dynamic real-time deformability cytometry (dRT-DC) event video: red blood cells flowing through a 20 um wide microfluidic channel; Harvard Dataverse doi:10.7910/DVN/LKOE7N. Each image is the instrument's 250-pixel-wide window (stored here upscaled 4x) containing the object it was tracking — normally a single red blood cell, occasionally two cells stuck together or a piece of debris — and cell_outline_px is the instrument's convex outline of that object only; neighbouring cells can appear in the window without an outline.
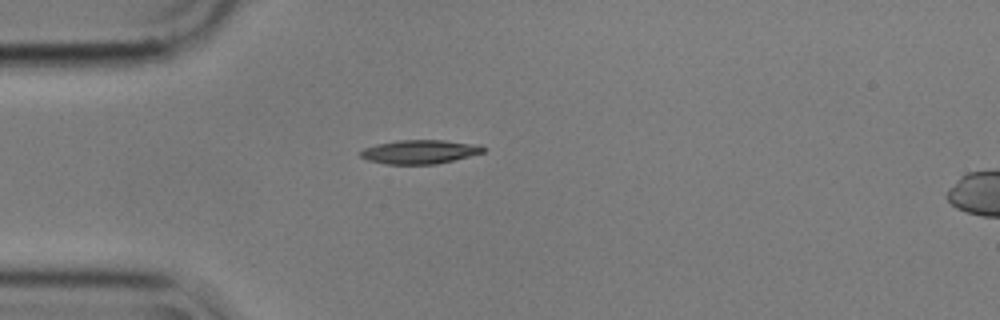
{"species": "common noctule bat (a hibernating species)", "species_latin": "Nyctalus noctula", "temperature_condition": "cold", "stored_images_in_passage": 2, "camera_frame_rate_fps": 3000, "um_per_image_px": 0.085, "animal": {"sex": "male", "body_mass_g": 17.9}, "frame": {"image": 1, "passage_image": 1, "time_ms": 0.0, "image_size_px": [1000, 320], "cell_outline_px": [[488, 148], [484, 152], [436, 164], [384, 164], [368, 160], [360, 156], [360, 152], [364, 148], [376, 144], [396, 140], [444, 140], [480, 144]], "centroid_in_image_um": [35.7, 12.89], "position_along_channel_um": 49.3, "area_um2": 17.17}}